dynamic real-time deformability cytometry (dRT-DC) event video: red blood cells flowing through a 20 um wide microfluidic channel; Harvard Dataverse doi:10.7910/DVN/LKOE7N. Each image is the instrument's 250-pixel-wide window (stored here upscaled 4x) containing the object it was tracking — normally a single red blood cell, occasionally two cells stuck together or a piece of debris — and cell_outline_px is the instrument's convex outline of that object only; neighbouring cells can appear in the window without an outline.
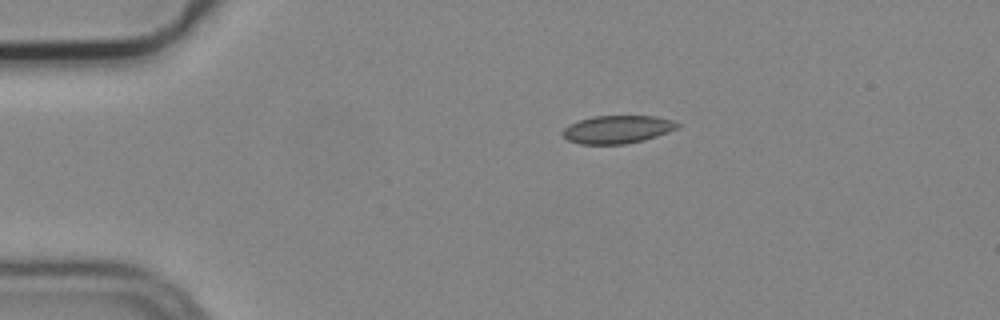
{"species": "common noctule bat (a hibernating species)", "species_latin": "Nyctalus noctula", "temperature_condition": "cold", "stored_images_in_passage": 2, "camera_frame_rate_fps": 3000, "um_per_image_px": 0.085, "animal": {"sex": "male", "body_mass_g": 19.2, "forearm_length_mm": 51.8}, "frame": {"image": 1, "passage_image": 1, "time_ms": 0.0, "image_size_px": [1000, 320], "cell_outline_px": [[680, 124], [676, 128], [668, 132], [644, 140], [624, 144], [580, 144], [568, 140], [560, 132], [568, 124], [580, 120], [596, 116], [656, 116], [672, 120]], "centroid_in_image_um": [52.45, 11.0], "position_along_channel_um": 32.5, "area_um2": 18.61}}